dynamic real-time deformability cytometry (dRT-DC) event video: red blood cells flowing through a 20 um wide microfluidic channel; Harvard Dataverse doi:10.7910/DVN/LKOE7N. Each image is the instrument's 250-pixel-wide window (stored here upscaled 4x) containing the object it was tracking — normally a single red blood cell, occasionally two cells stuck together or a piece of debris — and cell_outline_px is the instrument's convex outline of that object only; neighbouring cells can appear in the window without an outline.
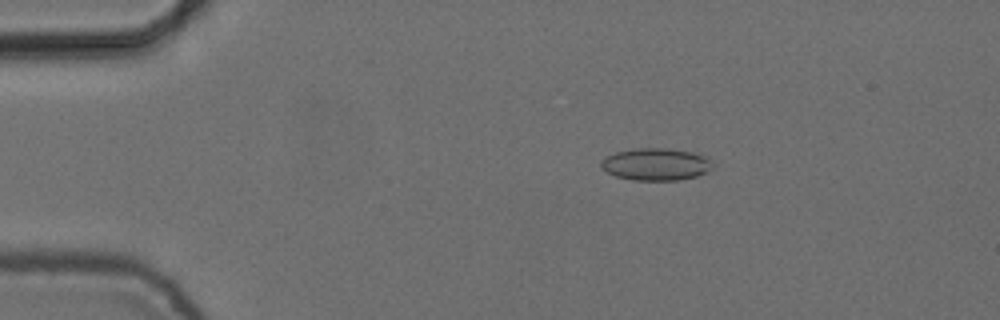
{"species": "common noctule bat (a hibernating species)", "species_latin": "Nyctalus noctula", "temperature_condition": "cold", "stored_images_in_passage": 6, "camera_frame_rate_fps": 3000, "um_per_image_px": 0.085, "animal": {"sex": "female", "body_mass_g": 24.6, "forearm_length_mm": 56.2}, "frame": {"image": 1, "passage_image": 3, "time_ms": 0.667, "image_size_px": [1000, 320], "cell_outline_px": [[712, 168], [696, 176], [680, 180], [632, 180], [616, 176], [600, 168], [600, 160], [604, 156], [616, 152], [636, 148], [668, 148], [692, 152], [704, 156], [712, 160]], "centroid_in_image_um": [55.71, 13.96], "position_along_channel_um": 29.3, "area_um2": 21.04}}
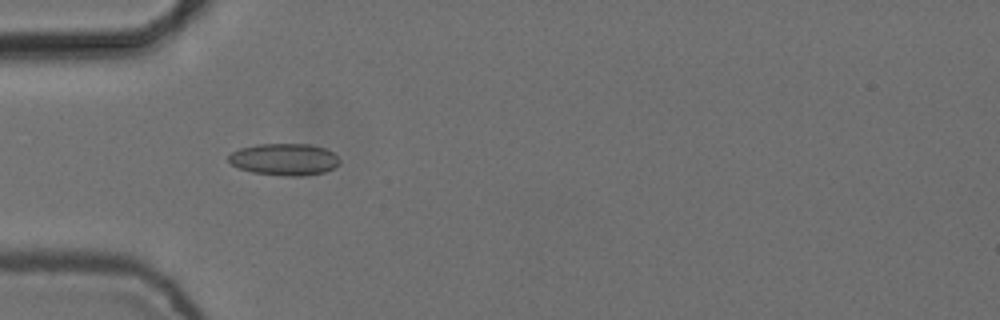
{"frame": {"image": 2, "passage_image": 5, "time_ms": 1.333, "image_size_px": [1000, 320], "cell_outline_px": [[340, 164], [324, 172], [304, 176], [288, 176], [252, 172], [240, 168], [232, 164], [228, 160], [228, 156], [232, 152], [240, 148], [256, 144], [312, 144], [324, 148], [332, 152], [340, 160]], "centroid_in_image_um": [24.17, 13.54], "position_along_channel_um": 60.8, "area_um2": 20.58}}
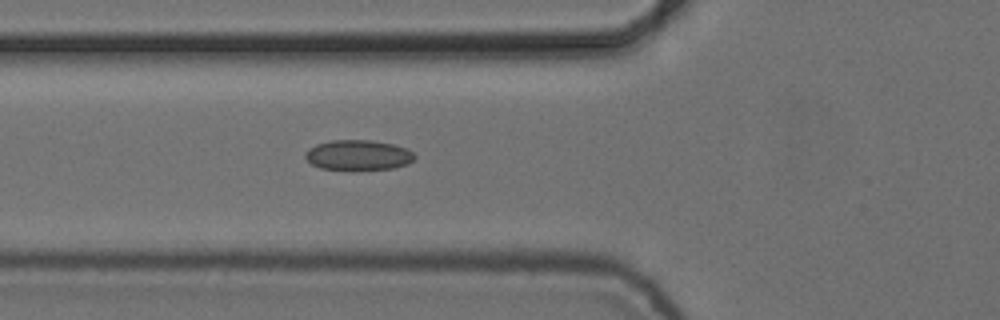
{"frame": {"image": 3, "passage_image": 6, "time_ms": 1.667, "image_size_px": [1000, 320], "cell_outline_px": [[416, 156], [408, 164], [392, 168], [320, 168], [312, 164], [304, 156], [308, 148], [316, 144], [332, 140], [372, 140], [392, 144], [408, 148]], "centroid_in_image_um": [30.45, 13.15], "position_along_channel_um": 95.3, "area_um2": 18.79}}